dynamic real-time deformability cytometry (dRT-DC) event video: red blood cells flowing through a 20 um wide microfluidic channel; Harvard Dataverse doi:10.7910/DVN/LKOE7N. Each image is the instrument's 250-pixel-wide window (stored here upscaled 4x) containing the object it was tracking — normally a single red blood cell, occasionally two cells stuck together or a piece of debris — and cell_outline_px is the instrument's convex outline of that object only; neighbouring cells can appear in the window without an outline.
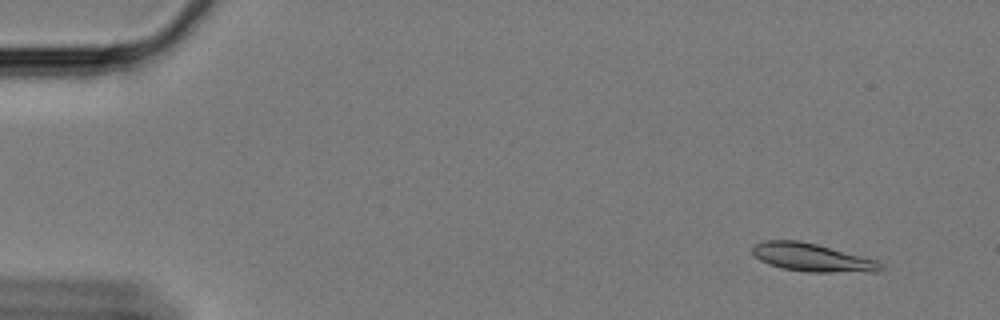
{"species": "Egyptian fruit bat (a non-hibernating species)", "species_latin": "Rousettus aegyptiacus", "temperature_condition": "cold", "stored_images_in_passage": 60, "camera_frame_rate_fps": 3000, "um_per_image_px": 0.085, "animal": {"sex": "female"}, "frame": {"image": 1, "passage_image": 4, "time_ms": 1.0, "image_size_px": [1000, 320], "cell_outline_px": [[884, 268], [880, 272], [808, 272], [780, 268], [768, 264], [760, 260], [752, 252], [752, 248], [756, 244], [764, 240], [800, 240], [816, 244], [876, 260]], "centroid_in_image_um": [69.01, 21.89], "position_along_channel_um": 16.0, "area_um2": 20.92}}
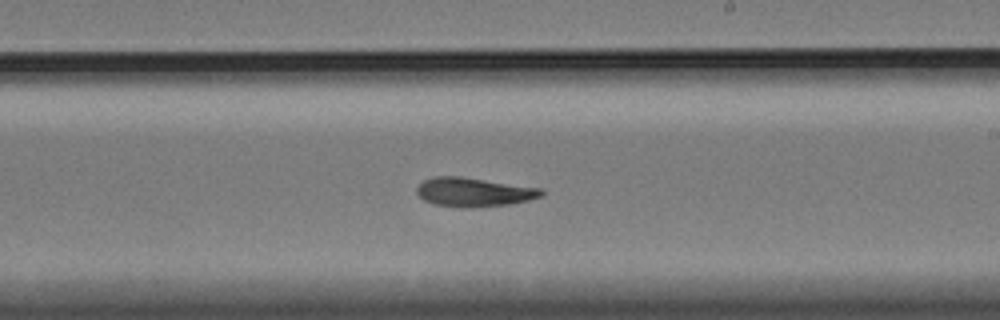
{"frame": {"image": 2, "passage_image": 35, "time_ms": 11.333, "image_size_px": [1000, 320], "cell_outline_px": [[544, 192], [540, 196], [528, 200], [508, 204], [432, 204], [424, 200], [416, 192], [416, 188], [424, 180], [432, 176], [460, 176], [540, 188]], "centroid_in_image_um": [40.24, 16.26], "position_along_channel_um": 248.8, "area_um2": 19.77}}
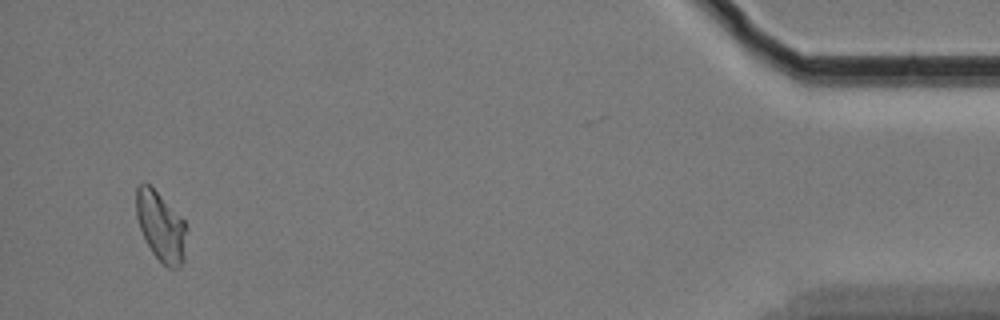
{"frame": {"image": 3, "passage_image": 57, "time_ms": 18.667, "image_size_px": [1000, 320], "cell_outline_px": [[188, 228], [184, 260], [180, 268], [168, 268], [152, 252], [140, 228], [136, 216], [136, 188], [144, 180], [184, 220]], "centroid_in_image_um": [13.7, 19.27], "position_along_channel_um": 421.5, "area_um2": 20.29}, "authors_computed_cell_mechanics": {"area_um2": 20.6346, "velocity_mm_per_s": 3.3344, "shape_relaxation_time_tau1_ms": 6.3415, "shape_relaxation_time_tau2_ms": null, "deformation_change_tau1": 0.155, "deformation_change_tau2": null}}